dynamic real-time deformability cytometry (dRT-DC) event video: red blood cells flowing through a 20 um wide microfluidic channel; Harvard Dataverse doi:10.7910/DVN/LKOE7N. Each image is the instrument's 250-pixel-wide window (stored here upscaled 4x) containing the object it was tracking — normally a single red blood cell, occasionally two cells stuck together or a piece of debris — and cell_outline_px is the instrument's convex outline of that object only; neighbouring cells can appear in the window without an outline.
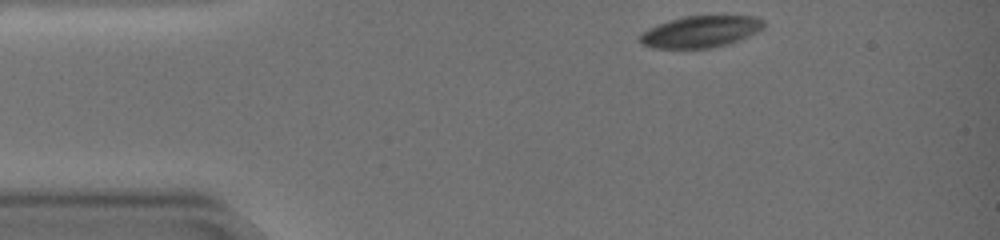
{"species": "common noctule bat (a hibernating species)", "species_latin": "Nyctalus noctula", "temperature_condition": "warm", "stored_images_in_passage": 44, "camera_frame_rate_fps": 3000, "um_per_image_px": 0.085, "animal": {"sex": "female", "body_mass_g": 19.0, "forearm_length_mm": 51.5}, "frame": {"image": 1, "passage_image": 1, "time_ms": 0.0, "image_size_px": [1000, 240], "cell_outline_px": [[764, 28], [756, 32], [728, 44], [708, 48], [652, 48], [644, 44], [640, 40], [640, 36], [644, 32], [660, 24], [684, 16], [752, 16], [764, 20]], "centroid_in_image_um": [59.59, 2.69], "position_along_channel_um": 25.4, "area_um2": 22.25}}
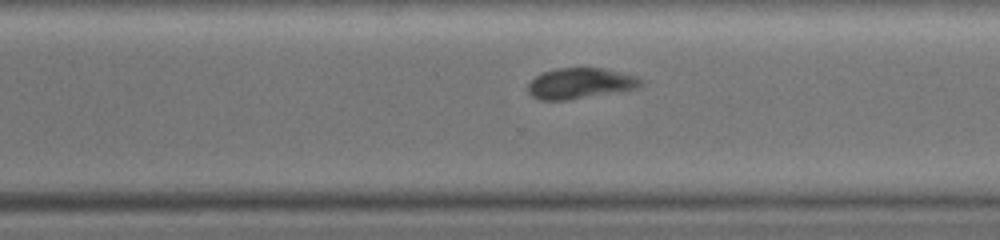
{"frame": {"image": 2, "passage_image": 33, "time_ms": 10.667, "image_size_px": [1000, 240], "cell_outline_px": [[644, 84], [636, 88], [568, 100], [540, 100], [532, 96], [528, 92], [528, 84], [536, 76], [544, 72], [556, 68], [600, 68], [620, 72], [636, 76], [644, 80]], "centroid_in_image_um": [49.31, 7.08], "position_along_channel_um": 321.3, "area_um2": 20.0}}
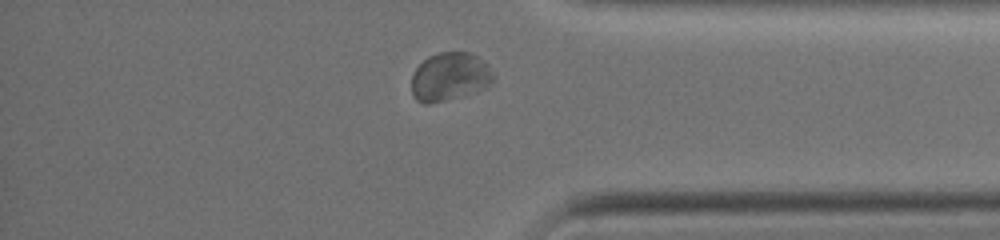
{"frame": {"image": 3, "passage_image": 40, "time_ms": 13.0, "image_size_px": [1000, 240], "cell_outline_px": [[492, 84], [488, 88], [428, 104], [424, 104], [416, 100], [412, 96], [412, 76], [416, 68], [428, 56], [436, 52], [468, 52], [476, 56], [492, 72]], "centroid_in_image_um": [38.19, 6.52], "position_along_channel_um": 397.0, "area_um2": 22.72}, "authors_computed_cell_mechanics": {"area_um2": 22.7732, "velocity_mm_per_s": 3.3579, "shape_relaxation_time_tau1_ms": 5.0949, "shape_relaxation_time_tau2_ms": 7.6729, "deformation_change_tau1": 0.1354, "deformation_change_tau2": 0.1038}}